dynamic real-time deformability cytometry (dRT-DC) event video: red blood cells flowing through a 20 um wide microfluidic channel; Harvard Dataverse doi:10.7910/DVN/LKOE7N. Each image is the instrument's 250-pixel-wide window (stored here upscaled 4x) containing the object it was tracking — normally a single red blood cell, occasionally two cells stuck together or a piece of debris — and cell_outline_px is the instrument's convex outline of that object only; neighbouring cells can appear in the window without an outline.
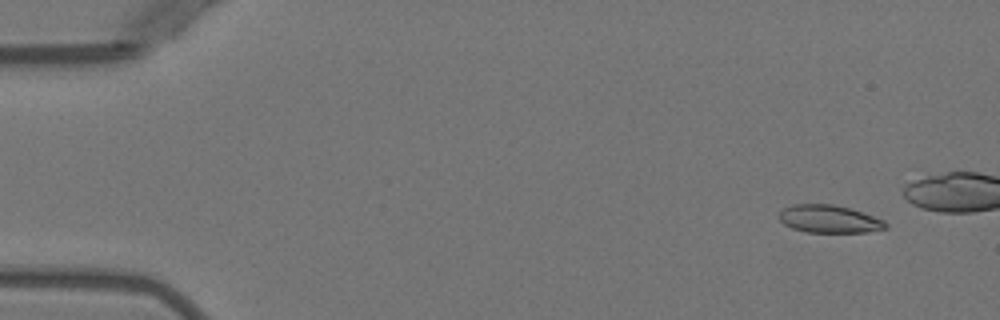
{"species": "Egyptian fruit bat (a non-hibernating species)", "species_latin": "Rousettus aegyptiacus", "temperature_condition": "warm", "stored_images_in_passage": 5, "camera_frame_rate_fps": 3000, "um_per_image_px": 0.085, "animal": {"sex": "female"}, "frame": {"image": 1, "passage_image": 1, "time_ms": 0.0, "image_size_px": [1000, 320], "cell_outline_px": [[888, 228], [868, 232], [808, 232], [792, 228], [784, 224], [780, 220], [780, 212], [784, 208], [792, 204], [832, 204], [848, 208], [884, 220], [888, 224]], "centroid_in_image_um": [70.49, 18.62], "position_along_channel_um": 14.5, "area_um2": 17.05}}